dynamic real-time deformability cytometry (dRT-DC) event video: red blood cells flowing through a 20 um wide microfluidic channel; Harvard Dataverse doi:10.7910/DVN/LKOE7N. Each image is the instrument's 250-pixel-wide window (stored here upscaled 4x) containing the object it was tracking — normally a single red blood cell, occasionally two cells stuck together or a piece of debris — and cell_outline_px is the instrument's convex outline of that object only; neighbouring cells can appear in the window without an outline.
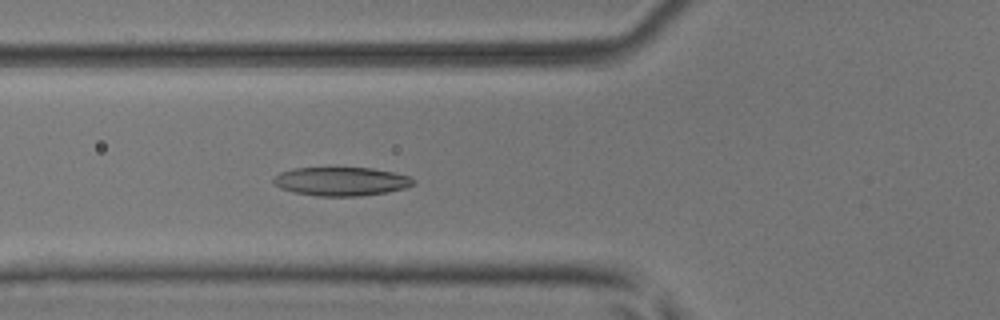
{"species": "common noctule bat (a hibernating species)", "species_latin": "Nyctalus noctula", "temperature_condition": "room temperature", "stored_images_in_passage": 52, "camera_frame_rate_fps": 3000, "um_per_image_px": 0.085, "animal": {"sex": "male", "body_mass_g": 17.9, "forearm_length_mm": 54.2}, "frame": {"image": 1, "passage_image": 20, "time_ms": 6.333, "image_size_px": [1000, 320], "cell_outline_px": [[416, 180], [412, 184], [404, 188], [388, 192], [360, 196], [316, 196], [292, 192], [280, 188], [272, 184], [272, 180], [280, 172], [292, 168], [372, 168], [392, 172], [408, 176]], "centroid_in_image_um": [28.95, 15.42], "position_along_channel_um": 96.8, "area_um2": 23.41}}
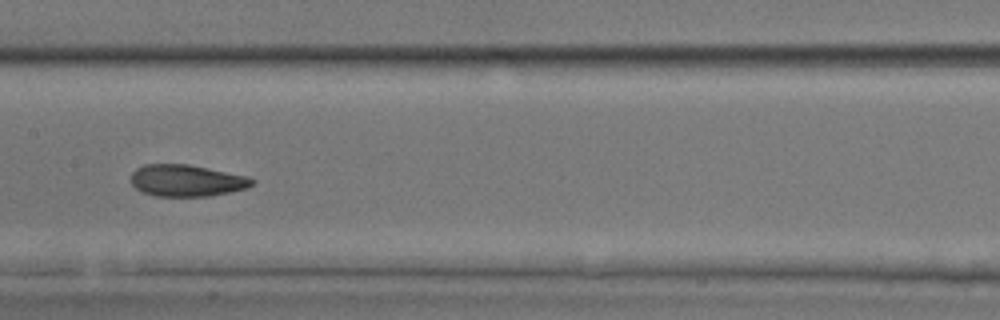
{"frame": {"image": 2, "passage_image": 27, "time_ms": 8.667, "image_size_px": [1000, 320], "cell_outline_px": [[256, 180], [248, 188], [208, 196], [156, 196], [144, 192], [136, 188], [132, 184], [132, 172], [136, 168], [144, 164], [188, 164], [248, 176]], "centroid_in_image_um": [15.87, 15.34], "position_along_channel_um": 191.5, "area_um2": 22.31}}
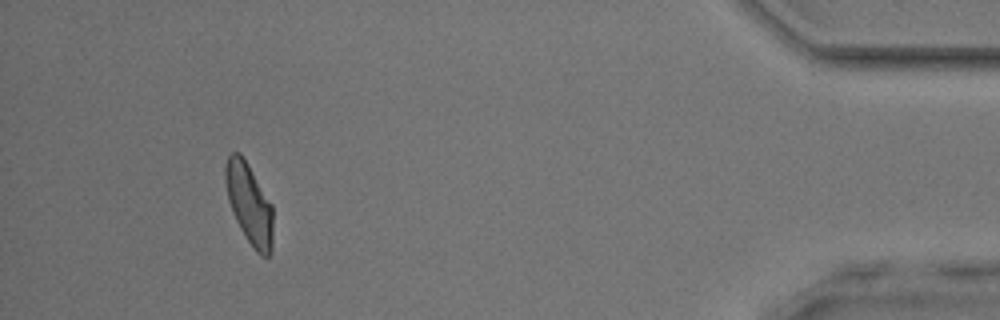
{"frame": {"image": 3, "passage_image": 48, "time_ms": 15.667, "image_size_px": [1000, 320], "cell_outline_px": [[272, 252], [268, 256], [260, 256], [256, 252], [244, 236], [232, 212], [228, 200], [224, 180], [224, 168], [228, 156], [232, 152], [240, 152], [248, 164], [272, 204]], "centroid_in_image_um": [21.17, 17.32], "position_along_channel_um": 414.0, "area_um2": 22.54}, "authors_computed_cell_mechanics": {"area_um2": 22.8888, "velocity_mm_per_s": 4.0701, "shape_relaxation_time_tau1_ms": 3.2443, "shape_relaxation_time_tau2_ms": 1.8161, "deformation_change_tau1": 0.1266, "deformation_change_tau2": 0.0774}}